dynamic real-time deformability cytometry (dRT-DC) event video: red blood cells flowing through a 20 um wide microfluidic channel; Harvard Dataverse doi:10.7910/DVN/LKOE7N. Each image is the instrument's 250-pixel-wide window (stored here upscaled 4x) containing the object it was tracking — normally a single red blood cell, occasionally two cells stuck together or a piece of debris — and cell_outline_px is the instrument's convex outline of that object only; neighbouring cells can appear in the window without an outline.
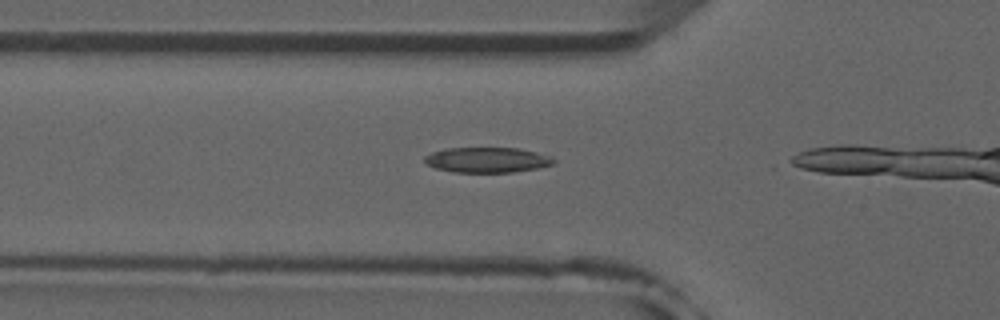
{"species": "common noctule bat (a hibernating species)", "species_latin": "Nyctalus noctula", "temperature_condition": "room temperature", "stored_images_in_passage": 15, "camera_frame_rate_fps": 3000, "um_per_image_px": 0.085, "animal": {"sex": "male", "forearm_length_mm": 52.5}, "frame": {"image": 1, "passage_image": 11, "time_ms": 3.333, "image_size_px": [1000, 320], "cell_outline_px": [[556, 160], [552, 164], [536, 168], [512, 172], [452, 172], [436, 168], [424, 164], [424, 156], [432, 152], [448, 148], [520, 148], [552, 156]], "centroid_in_image_um": [41.39, 13.59], "position_along_channel_um": 84.4, "area_um2": 19.02}}